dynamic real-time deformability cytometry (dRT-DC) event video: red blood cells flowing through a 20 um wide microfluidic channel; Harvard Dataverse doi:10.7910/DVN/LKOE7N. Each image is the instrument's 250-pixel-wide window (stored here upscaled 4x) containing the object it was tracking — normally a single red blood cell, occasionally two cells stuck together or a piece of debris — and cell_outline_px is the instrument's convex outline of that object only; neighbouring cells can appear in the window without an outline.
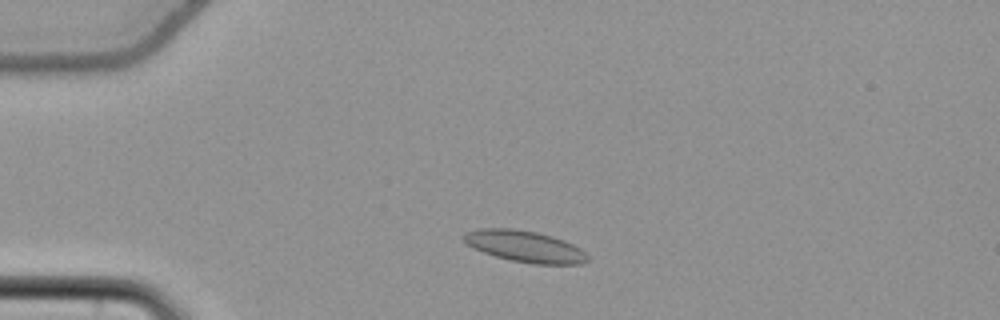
{"species": "common noctule bat (a hibernating species)", "species_latin": "Nyctalus noctula", "temperature_condition": "cold", "stored_images_in_passage": 48, "camera_frame_rate_fps": 3000, "um_per_image_px": 0.085, "animal": {"sex": "female", "body_mass_g": 22.7, "forearm_length_mm": 54.2}, "frame": {"image": 1, "passage_image": 6, "time_ms": 1.667, "image_size_px": [1000, 320], "cell_outline_px": [[588, 260], [584, 264], [532, 264], [512, 260], [496, 256], [484, 252], [468, 244], [464, 240], [464, 232], [480, 228], [512, 228], [536, 232], [552, 236], [564, 240], [580, 248], [588, 256]], "centroid_in_image_um": [44.64, 20.94], "position_along_channel_um": 40.4, "area_um2": 22.48}}
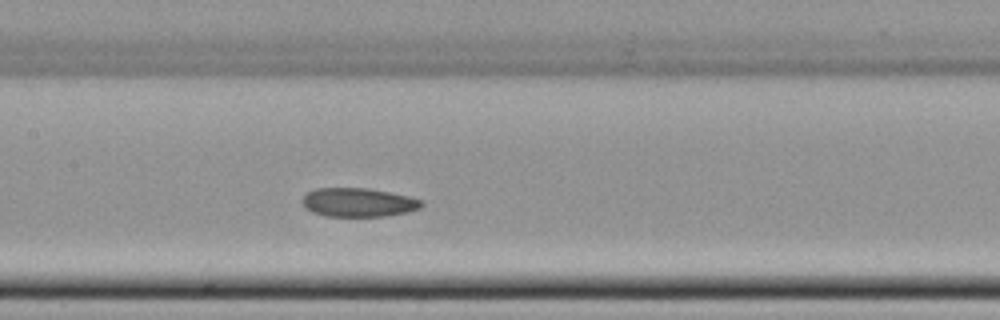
{"frame": {"image": 2, "passage_image": 20, "time_ms": 6.333, "image_size_px": [1000, 320], "cell_outline_px": [[424, 204], [420, 208], [388, 216], [324, 216], [312, 212], [300, 200], [304, 192], [316, 188], [368, 188], [408, 196], [424, 200]], "centroid_in_image_um": [30.43, 17.19], "position_along_channel_um": 177.0, "area_um2": 20.11}}
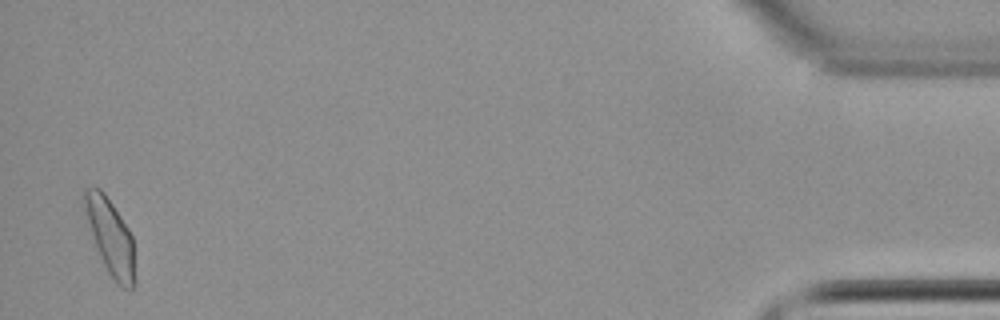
{"frame": {"image": 3, "passage_image": 47, "time_ms": 15.333, "image_size_px": [1000, 320], "cell_outline_px": [[136, 280], [132, 288], [120, 288], [116, 284], [108, 272], [104, 264], [96, 244], [88, 220], [80, 192], [84, 188], [100, 188], [104, 192], [128, 228], [132, 236]], "centroid_in_image_um": [9.4, 20.14], "position_along_channel_um": 425.8, "area_um2": 21.96}, "authors_computed_cell_mechanics": {"area_um2": 20.8369, "velocity_mm_per_s": 3.7367, "shape_relaxation_time_tau1_ms": null, "shape_relaxation_time_tau2_ms": 7.9177, "deformation_change_tau1": null, "deformation_change_tau2": 0.1308}}